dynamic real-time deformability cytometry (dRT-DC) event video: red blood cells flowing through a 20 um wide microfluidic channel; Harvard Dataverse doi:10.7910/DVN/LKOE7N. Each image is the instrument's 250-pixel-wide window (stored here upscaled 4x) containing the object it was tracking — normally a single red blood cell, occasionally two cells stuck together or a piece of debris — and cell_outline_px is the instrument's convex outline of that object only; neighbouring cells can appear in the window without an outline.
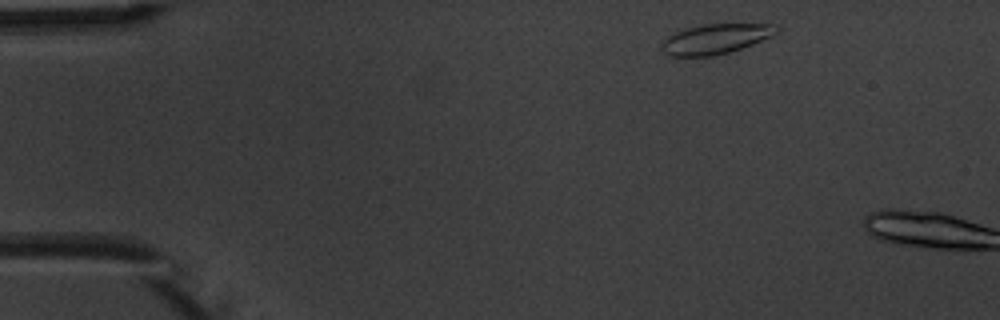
{"species": "common noctule bat (a hibernating species)", "species_latin": "Nyctalus noctula", "temperature_condition": "warm", "stored_images_in_passage": 2, "camera_frame_rate_fps": 3000, "um_per_image_px": 0.085, "animal": {"sex": "male", "body_mass_g": 20.1, "forearm_length_mm": 53.5}, "frame": {"image": 1, "passage_image": 1, "time_ms": 0.0, "image_size_px": [1000, 320], "cell_outline_px": [[780, 32], [772, 36], [752, 44], [728, 52], [712, 56], [668, 56], [664, 52], [664, 36], [700, 24], [776, 24], [780, 28]], "centroid_in_image_um": [60.86, 3.29], "position_along_channel_um": 24.1, "area_um2": 19.94}}